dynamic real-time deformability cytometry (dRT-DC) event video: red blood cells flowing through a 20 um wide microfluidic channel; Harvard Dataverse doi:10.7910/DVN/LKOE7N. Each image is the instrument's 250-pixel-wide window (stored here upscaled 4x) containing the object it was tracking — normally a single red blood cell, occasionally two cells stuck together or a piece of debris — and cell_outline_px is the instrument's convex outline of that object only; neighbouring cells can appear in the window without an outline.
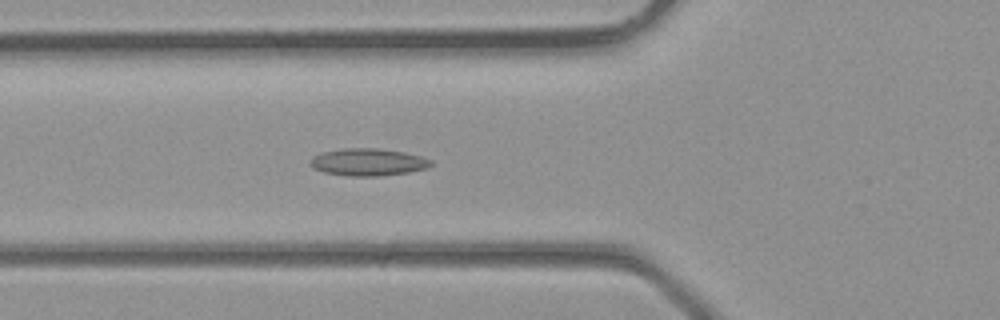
{"species": "common noctule bat (a hibernating species)", "species_latin": "Nyctalus noctula", "temperature_condition": "room temperature", "stored_images_in_passage": 3, "camera_frame_rate_fps": 3000, "um_per_image_px": 0.085, "animal": {"sex": "male", "body_mass_g": 23.1, "forearm_length_mm": 52.7}, "frame": {"image": 1, "passage_image": 3, "time_ms": 0.667, "image_size_px": [1000, 320], "cell_outline_px": [[432, 164], [428, 168], [408, 172], [380, 176], [348, 176], [324, 172], [312, 168], [312, 156], [320, 152], [344, 148], [380, 148], [404, 152], [420, 156], [432, 160]], "centroid_in_image_um": [31.29, 13.77], "position_along_channel_um": 94.5, "area_um2": 19.25}}